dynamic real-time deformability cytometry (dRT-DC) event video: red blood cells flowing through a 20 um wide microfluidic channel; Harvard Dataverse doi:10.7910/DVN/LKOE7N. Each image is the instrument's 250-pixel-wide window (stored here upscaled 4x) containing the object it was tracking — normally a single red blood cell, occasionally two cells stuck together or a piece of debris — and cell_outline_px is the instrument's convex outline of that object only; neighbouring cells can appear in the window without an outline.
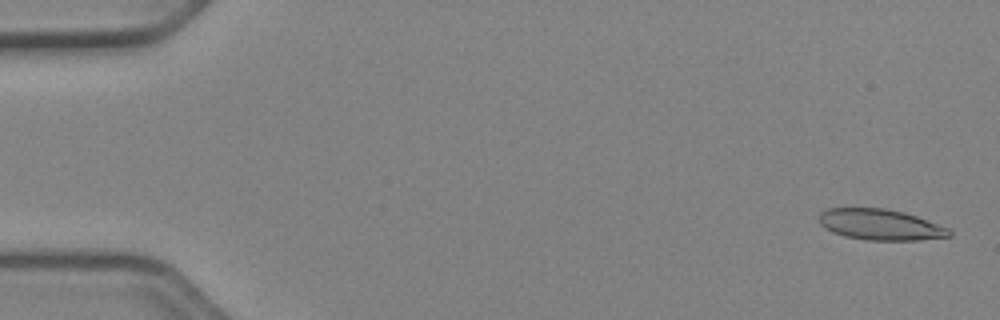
{"species": "Egyptian fruit bat (a non-hibernating species)", "species_latin": "Rousettus aegyptiacus", "temperature_condition": "cold", "stored_images_in_passage": 52, "camera_frame_rate_fps": 3000, "um_per_image_px": 0.085, "animal": {"sex": "female"}, "frame": {"image": 1, "passage_image": 2, "time_ms": 0.333, "image_size_px": [1000, 320], "cell_outline_px": [[952, 236], [920, 240], [864, 240], [844, 236], [832, 232], [824, 228], [820, 224], [820, 212], [828, 208], [884, 208], [904, 212], [916, 216], [948, 228], [952, 232]], "centroid_in_image_um": [74.82, 19.1], "position_along_channel_um": 10.2, "area_um2": 23.47}}
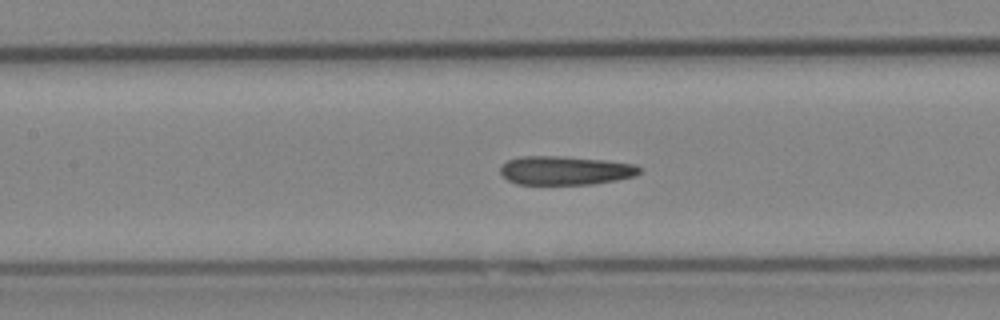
{"frame": {"image": 2, "passage_image": 24, "time_ms": 7.667, "image_size_px": [1000, 320], "cell_outline_px": [[640, 172], [636, 176], [616, 180], [592, 184], [516, 184], [508, 180], [500, 172], [500, 164], [508, 160], [520, 156], [560, 156], [604, 160], [636, 164], [640, 168]], "centroid_in_image_um": [48.03, 14.48], "position_along_channel_um": 159.4, "area_um2": 23.41}}
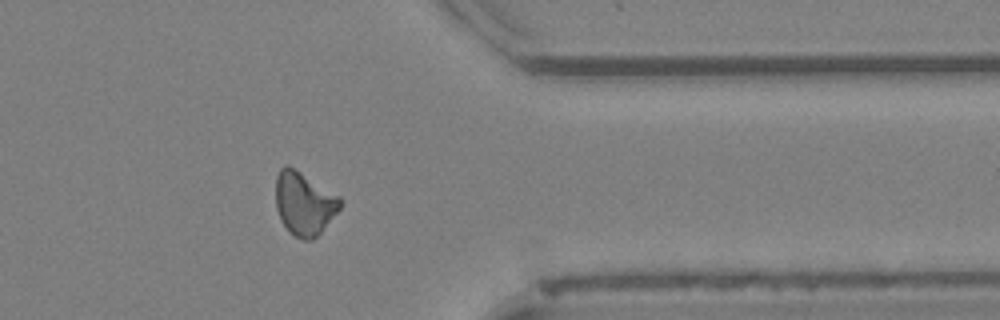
{"frame": {"image": 3, "passage_image": 42, "time_ms": 13.667, "image_size_px": [1000, 320], "cell_outline_px": [[340, 208], [320, 232], [312, 240], [304, 240], [292, 236], [288, 232], [280, 220], [276, 208], [276, 176], [280, 168], [284, 164], [288, 164], [340, 196]], "centroid_in_image_um": [25.81, 17.29], "position_along_channel_um": 385.6, "area_um2": 23.81}, "authors_computed_cell_mechanics": {"area_um2": 23.698, "velocity_mm_per_s": 3.9616, "shape_relaxation_time_tau1_ms": null, "shape_relaxation_time_tau2_ms": 7.5388, "deformation_change_tau1": null, "deformation_change_tau2": 0.1719}}